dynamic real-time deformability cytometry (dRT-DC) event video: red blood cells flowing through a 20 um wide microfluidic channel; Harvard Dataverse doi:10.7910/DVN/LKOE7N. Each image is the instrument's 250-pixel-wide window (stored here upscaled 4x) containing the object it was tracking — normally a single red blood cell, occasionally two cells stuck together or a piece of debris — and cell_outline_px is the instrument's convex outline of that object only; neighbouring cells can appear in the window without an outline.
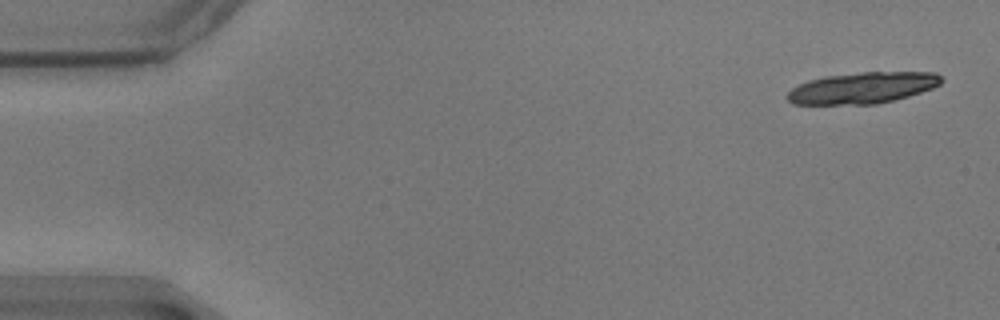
{"species": "common noctule bat (a hibernating species)", "species_latin": "Nyctalus noctula", "temperature_condition": "warm", "stored_images_in_passage": 19, "camera_frame_rate_fps": 3000, "um_per_image_px": 0.085, "animal": {"sex": "male", "body_mass_g": 17.9}, "frame": {"image": 1, "passage_image": 2, "time_ms": 0.333, "image_size_px": [1000, 320], "cell_outline_px": [[944, 80], [940, 84], [932, 88], [908, 96], [876, 104], [792, 104], [784, 96], [792, 88], [808, 80], [824, 76], [860, 72], [936, 72], [944, 76]], "centroid_in_image_um": [73.32, 7.46], "position_along_channel_um": 11.7, "area_um2": 28.21}}